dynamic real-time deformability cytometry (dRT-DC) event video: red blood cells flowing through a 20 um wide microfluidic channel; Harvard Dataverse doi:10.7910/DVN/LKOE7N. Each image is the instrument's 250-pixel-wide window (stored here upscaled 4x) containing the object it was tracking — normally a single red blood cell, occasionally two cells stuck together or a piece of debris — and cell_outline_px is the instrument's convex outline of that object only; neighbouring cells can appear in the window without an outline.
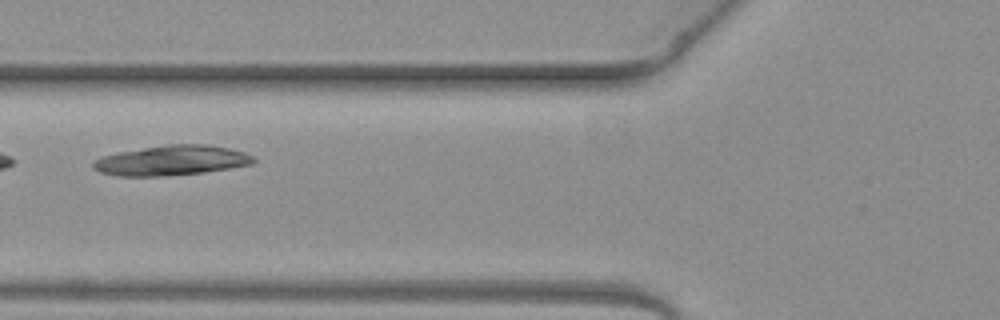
{"species": "common noctule bat (a hibernating species)", "species_latin": "Nyctalus noctula", "temperature_condition": "warm", "stored_images_in_passage": 5, "camera_frame_rate_fps": 3000, "um_per_image_px": 0.085, "animal": {"sex": "female", "body_mass_g": 19.3, "forearm_length_mm": 54.1}, "frame": {"image": 1, "passage_image": 4, "time_ms": 1.0, "image_size_px": [1000, 320], "cell_outline_px": [[256, 160], [252, 164], [204, 172], [164, 176], [116, 176], [100, 172], [92, 168], [92, 164], [96, 160], [104, 156], [120, 152], [168, 144], [208, 144], [228, 148], [244, 152], [252, 156]], "centroid_in_image_um": [14.59, 13.64], "position_along_channel_um": 111.2, "area_um2": 27.74}}
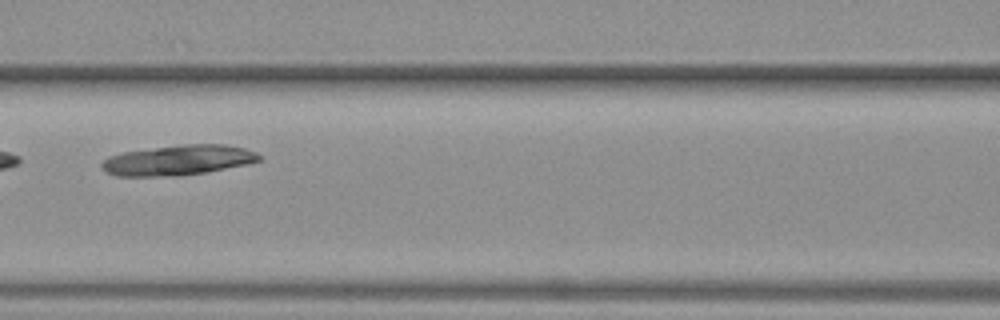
{"frame": {"image": 2, "passage_image": 5, "time_ms": 1.333, "image_size_px": [1000, 320], "cell_outline_px": [[260, 160], [248, 164], [208, 172], [176, 176], [116, 176], [108, 172], [100, 164], [108, 156], [124, 152], [184, 144], [224, 144], [244, 148], [256, 152], [260, 156]], "centroid_in_image_um": [15.17, 13.62], "position_along_channel_um": 151.4, "area_um2": 27.51}}